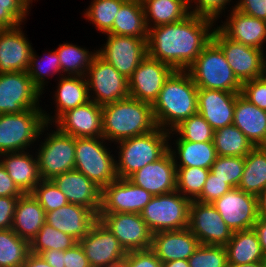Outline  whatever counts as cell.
<instances>
[{"instance_id":"f5cc1de1","label":"cell","mask_w":266,"mask_h":267,"mask_svg":"<svg viewBox=\"0 0 266 267\" xmlns=\"http://www.w3.org/2000/svg\"><path fill=\"white\" fill-rule=\"evenodd\" d=\"M123 261L128 267H163V263L151 249L127 252Z\"/></svg>"},{"instance_id":"2e32d148","label":"cell","mask_w":266,"mask_h":267,"mask_svg":"<svg viewBox=\"0 0 266 267\" xmlns=\"http://www.w3.org/2000/svg\"><path fill=\"white\" fill-rule=\"evenodd\" d=\"M153 195L134 185L127 178H118L101 190L99 213H138L150 202Z\"/></svg>"},{"instance_id":"89a4df30","label":"cell","mask_w":266,"mask_h":267,"mask_svg":"<svg viewBox=\"0 0 266 267\" xmlns=\"http://www.w3.org/2000/svg\"><path fill=\"white\" fill-rule=\"evenodd\" d=\"M262 147L266 149V141H265V143H264V145Z\"/></svg>"},{"instance_id":"c3c4849f","label":"cell","mask_w":266,"mask_h":267,"mask_svg":"<svg viewBox=\"0 0 266 267\" xmlns=\"http://www.w3.org/2000/svg\"><path fill=\"white\" fill-rule=\"evenodd\" d=\"M29 5L26 0H0V29L21 25L28 15Z\"/></svg>"},{"instance_id":"be15d7a7","label":"cell","mask_w":266,"mask_h":267,"mask_svg":"<svg viewBox=\"0 0 266 267\" xmlns=\"http://www.w3.org/2000/svg\"><path fill=\"white\" fill-rule=\"evenodd\" d=\"M163 267H190L188 260L179 259L163 263Z\"/></svg>"},{"instance_id":"8992f818","label":"cell","mask_w":266,"mask_h":267,"mask_svg":"<svg viewBox=\"0 0 266 267\" xmlns=\"http://www.w3.org/2000/svg\"><path fill=\"white\" fill-rule=\"evenodd\" d=\"M44 110L26 109L20 113L0 114V154L27 150L44 133L48 123Z\"/></svg>"},{"instance_id":"db71d44e","label":"cell","mask_w":266,"mask_h":267,"mask_svg":"<svg viewBox=\"0 0 266 267\" xmlns=\"http://www.w3.org/2000/svg\"><path fill=\"white\" fill-rule=\"evenodd\" d=\"M20 196H0V230L12 227L15 205Z\"/></svg>"},{"instance_id":"e575fe53","label":"cell","mask_w":266,"mask_h":267,"mask_svg":"<svg viewBox=\"0 0 266 267\" xmlns=\"http://www.w3.org/2000/svg\"><path fill=\"white\" fill-rule=\"evenodd\" d=\"M108 34L148 38L142 1L127 0L115 14L112 29Z\"/></svg>"},{"instance_id":"f907efd6","label":"cell","mask_w":266,"mask_h":267,"mask_svg":"<svg viewBox=\"0 0 266 267\" xmlns=\"http://www.w3.org/2000/svg\"><path fill=\"white\" fill-rule=\"evenodd\" d=\"M193 1L196 4L194 6L195 8L191 6ZM230 1L231 0H189V10L193 8L192 11L190 10L191 14L215 22Z\"/></svg>"},{"instance_id":"11a10c76","label":"cell","mask_w":266,"mask_h":267,"mask_svg":"<svg viewBox=\"0 0 266 267\" xmlns=\"http://www.w3.org/2000/svg\"><path fill=\"white\" fill-rule=\"evenodd\" d=\"M234 8L248 16L266 20V0H239Z\"/></svg>"},{"instance_id":"8d00e7d4","label":"cell","mask_w":266,"mask_h":267,"mask_svg":"<svg viewBox=\"0 0 266 267\" xmlns=\"http://www.w3.org/2000/svg\"><path fill=\"white\" fill-rule=\"evenodd\" d=\"M213 143L217 156L245 157L254 148L234 124L214 130Z\"/></svg>"},{"instance_id":"d6a6232c","label":"cell","mask_w":266,"mask_h":267,"mask_svg":"<svg viewBox=\"0 0 266 267\" xmlns=\"http://www.w3.org/2000/svg\"><path fill=\"white\" fill-rule=\"evenodd\" d=\"M141 1L144 8L147 29L179 22L191 14L189 11V0Z\"/></svg>"},{"instance_id":"5bb4252c","label":"cell","mask_w":266,"mask_h":267,"mask_svg":"<svg viewBox=\"0 0 266 267\" xmlns=\"http://www.w3.org/2000/svg\"><path fill=\"white\" fill-rule=\"evenodd\" d=\"M212 41L222 50L241 83L261 77L264 50L232 41L215 27Z\"/></svg>"},{"instance_id":"d6986e66","label":"cell","mask_w":266,"mask_h":267,"mask_svg":"<svg viewBox=\"0 0 266 267\" xmlns=\"http://www.w3.org/2000/svg\"><path fill=\"white\" fill-rule=\"evenodd\" d=\"M174 71L168 64L147 55L128 79L129 97L153 104Z\"/></svg>"},{"instance_id":"1f68e13d","label":"cell","mask_w":266,"mask_h":267,"mask_svg":"<svg viewBox=\"0 0 266 267\" xmlns=\"http://www.w3.org/2000/svg\"><path fill=\"white\" fill-rule=\"evenodd\" d=\"M175 144L177 151L173 150L170 145L169 151L173 156L176 167H199L210 169L217 158L213 141L189 142L179 137ZM176 158L179 159L180 162H177Z\"/></svg>"},{"instance_id":"277c9868","label":"cell","mask_w":266,"mask_h":267,"mask_svg":"<svg viewBox=\"0 0 266 267\" xmlns=\"http://www.w3.org/2000/svg\"><path fill=\"white\" fill-rule=\"evenodd\" d=\"M170 135L169 131L156 127L146 134L117 142L120 144L119 159L116 160L118 178H128L148 163L161 158L169 150Z\"/></svg>"},{"instance_id":"ac0fdd59","label":"cell","mask_w":266,"mask_h":267,"mask_svg":"<svg viewBox=\"0 0 266 267\" xmlns=\"http://www.w3.org/2000/svg\"><path fill=\"white\" fill-rule=\"evenodd\" d=\"M79 243L91 267H110L123 261L127 254L116 236L99 220Z\"/></svg>"},{"instance_id":"52a82bcc","label":"cell","mask_w":266,"mask_h":267,"mask_svg":"<svg viewBox=\"0 0 266 267\" xmlns=\"http://www.w3.org/2000/svg\"><path fill=\"white\" fill-rule=\"evenodd\" d=\"M103 137L75 138L74 170L83 173L101 190L118 179L116 159Z\"/></svg>"},{"instance_id":"60d3db41","label":"cell","mask_w":266,"mask_h":267,"mask_svg":"<svg viewBox=\"0 0 266 267\" xmlns=\"http://www.w3.org/2000/svg\"><path fill=\"white\" fill-rule=\"evenodd\" d=\"M176 190L184 197L195 200L202 192L210 169L199 167H176Z\"/></svg>"},{"instance_id":"ab89813d","label":"cell","mask_w":266,"mask_h":267,"mask_svg":"<svg viewBox=\"0 0 266 267\" xmlns=\"http://www.w3.org/2000/svg\"><path fill=\"white\" fill-rule=\"evenodd\" d=\"M78 241L71 235L63 233L45 223L35 237L30 241V252L39 255L42 251L62 250L72 248Z\"/></svg>"},{"instance_id":"30bf717a","label":"cell","mask_w":266,"mask_h":267,"mask_svg":"<svg viewBox=\"0 0 266 267\" xmlns=\"http://www.w3.org/2000/svg\"><path fill=\"white\" fill-rule=\"evenodd\" d=\"M44 141L36 155L42 179L52 180L64 172L74 170L75 137L57 128Z\"/></svg>"},{"instance_id":"f546056e","label":"cell","mask_w":266,"mask_h":267,"mask_svg":"<svg viewBox=\"0 0 266 267\" xmlns=\"http://www.w3.org/2000/svg\"><path fill=\"white\" fill-rule=\"evenodd\" d=\"M46 212L31 193L20 196L15 205L11 229L29 243L45 224Z\"/></svg>"},{"instance_id":"7dc6e473","label":"cell","mask_w":266,"mask_h":267,"mask_svg":"<svg viewBox=\"0 0 266 267\" xmlns=\"http://www.w3.org/2000/svg\"><path fill=\"white\" fill-rule=\"evenodd\" d=\"M44 58H42V60ZM45 60H47L45 62H47L46 64L48 66L42 65L41 64L42 62L40 63L35 52L32 51L31 57H30V64H29L28 70H27V74L31 78L34 85L41 91V93H43L42 91L44 90L43 86L45 85L44 83H46V82H44L46 76L48 77L51 72H52V75L55 73H62L61 67H60V60L58 58L56 51H53V52L47 54ZM49 71H50V73H49Z\"/></svg>"},{"instance_id":"a7ac6f4b","label":"cell","mask_w":266,"mask_h":267,"mask_svg":"<svg viewBox=\"0 0 266 267\" xmlns=\"http://www.w3.org/2000/svg\"><path fill=\"white\" fill-rule=\"evenodd\" d=\"M29 4H31L32 3V0H26Z\"/></svg>"},{"instance_id":"603a6c76","label":"cell","mask_w":266,"mask_h":267,"mask_svg":"<svg viewBox=\"0 0 266 267\" xmlns=\"http://www.w3.org/2000/svg\"><path fill=\"white\" fill-rule=\"evenodd\" d=\"M239 94L214 89H198V113L214 130L231 125Z\"/></svg>"},{"instance_id":"8fae6325","label":"cell","mask_w":266,"mask_h":267,"mask_svg":"<svg viewBox=\"0 0 266 267\" xmlns=\"http://www.w3.org/2000/svg\"><path fill=\"white\" fill-rule=\"evenodd\" d=\"M41 91L27 71L0 74V114L20 113L26 109H41Z\"/></svg>"},{"instance_id":"5b68a950","label":"cell","mask_w":266,"mask_h":267,"mask_svg":"<svg viewBox=\"0 0 266 267\" xmlns=\"http://www.w3.org/2000/svg\"><path fill=\"white\" fill-rule=\"evenodd\" d=\"M198 89L241 93L242 83L227 63L222 50L211 41L186 70Z\"/></svg>"},{"instance_id":"7c38bea8","label":"cell","mask_w":266,"mask_h":267,"mask_svg":"<svg viewBox=\"0 0 266 267\" xmlns=\"http://www.w3.org/2000/svg\"><path fill=\"white\" fill-rule=\"evenodd\" d=\"M107 42L97 54L129 79L148 55L147 38H136L106 33Z\"/></svg>"},{"instance_id":"816d5d0a","label":"cell","mask_w":266,"mask_h":267,"mask_svg":"<svg viewBox=\"0 0 266 267\" xmlns=\"http://www.w3.org/2000/svg\"><path fill=\"white\" fill-rule=\"evenodd\" d=\"M230 189L231 187L226 182L217 178L210 171L201 194L195 200L201 203H212L226 194Z\"/></svg>"},{"instance_id":"680465c9","label":"cell","mask_w":266,"mask_h":267,"mask_svg":"<svg viewBox=\"0 0 266 267\" xmlns=\"http://www.w3.org/2000/svg\"><path fill=\"white\" fill-rule=\"evenodd\" d=\"M52 267L64 266V251L62 250H47L39 254Z\"/></svg>"},{"instance_id":"6125c7cd","label":"cell","mask_w":266,"mask_h":267,"mask_svg":"<svg viewBox=\"0 0 266 267\" xmlns=\"http://www.w3.org/2000/svg\"><path fill=\"white\" fill-rule=\"evenodd\" d=\"M258 217L266 218V189L257 196Z\"/></svg>"},{"instance_id":"f35d334b","label":"cell","mask_w":266,"mask_h":267,"mask_svg":"<svg viewBox=\"0 0 266 267\" xmlns=\"http://www.w3.org/2000/svg\"><path fill=\"white\" fill-rule=\"evenodd\" d=\"M30 253L29 242L11 228L0 230V267H22Z\"/></svg>"},{"instance_id":"836d02e7","label":"cell","mask_w":266,"mask_h":267,"mask_svg":"<svg viewBox=\"0 0 266 267\" xmlns=\"http://www.w3.org/2000/svg\"><path fill=\"white\" fill-rule=\"evenodd\" d=\"M228 264H247L265 260L256 232L252 229L235 231L224 246Z\"/></svg>"},{"instance_id":"681fc988","label":"cell","mask_w":266,"mask_h":267,"mask_svg":"<svg viewBox=\"0 0 266 267\" xmlns=\"http://www.w3.org/2000/svg\"><path fill=\"white\" fill-rule=\"evenodd\" d=\"M240 94L250 103L266 111V81L261 77L242 83Z\"/></svg>"},{"instance_id":"484cf974","label":"cell","mask_w":266,"mask_h":267,"mask_svg":"<svg viewBox=\"0 0 266 267\" xmlns=\"http://www.w3.org/2000/svg\"><path fill=\"white\" fill-rule=\"evenodd\" d=\"M199 245L197 237L188 228L152 234L151 250L162 263L188 260Z\"/></svg>"},{"instance_id":"44dd1931","label":"cell","mask_w":266,"mask_h":267,"mask_svg":"<svg viewBox=\"0 0 266 267\" xmlns=\"http://www.w3.org/2000/svg\"><path fill=\"white\" fill-rule=\"evenodd\" d=\"M54 122L61 132L75 138L103 137L102 106L92 100L66 111Z\"/></svg>"},{"instance_id":"ba28073f","label":"cell","mask_w":266,"mask_h":267,"mask_svg":"<svg viewBox=\"0 0 266 267\" xmlns=\"http://www.w3.org/2000/svg\"><path fill=\"white\" fill-rule=\"evenodd\" d=\"M191 200L177 190L153 196L140 215L148 228L155 234L188 228Z\"/></svg>"},{"instance_id":"d4e9b609","label":"cell","mask_w":266,"mask_h":267,"mask_svg":"<svg viewBox=\"0 0 266 267\" xmlns=\"http://www.w3.org/2000/svg\"><path fill=\"white\" fill-rule=\"evenodd\" d=\"M217 28L232 41L263 50L266 20L248 16L233 7L226 22Z\"/></svg>"},{"instance_id":"83f0119b","label":"cell","mask_w":266,"mask_h":267,"mask_svg":"<svg viewBox=\"0 0 266 267\" xmlns=\"http://www.w3.org/2000/svg\"><path fill=\"white\" fill-rule=\"evenodd\" d=\"M233 124L254 147L266 141V111L250 103L241 94L237 96Z\"/></svg>"},{"instance_id":"e0dca14e","label":"cell","mask_w":266,"mask_h":267,"mask_svg":"<svg viewBox=\"0 0 266 267\" xmlns=\"http://www.w3.org/2000/svg\"><path fill=\"white\" fill-rule=\"evenodd\" d=\"M227 226L233 231L252 229L257 221V196L238 187L231 188L222 197L212 202Z\"/></svg>"},{"instance_id":"cb8c5ba5","label":"cell","mask_w":266,"mask_h":267,"mask_svg":"<svg viewBox=\"0 0 266 267\" xmlns=\"http://www.w3.org/2000/svg\"><path fill=\"white\" fill-rule=\"evenodd\" d=\"M20 27L0 29V74L28 70L33 48Z\"/></svg>"},{"instance_id":"4dcf8cb0","label":"cell","mask_w":266,"mask_h":267,"mask_svg":"<svg viewBox=\"0 0 266 267\" xmlns=\"http://www.w3.org/2000/svg\"><path fill=\"white\" fill-rule=\"evenodd\" d=\"M59 79L57 91L54 94L56 101V113L54 117L44 113L45 122L51 124L66 111L86 104L90 101L88 84L85 76H63ZM53 118V119H52ZM53 120V121H52ZM51 121V122H50Z\"/></svg>"},{"instance_id":"91938a15","label":"cell","mask_w":266,"mask_h":267,"mask_svg":"<svg viewBox=\"0 0 266 267\" xmlns=\"http://www.w3.org/2000/svg\"><path fill=\"white\" fill-rule=\"evenodd\" d=\"M253 230L257 234L261 249L266 258V218L258 217L253 225Z\"/></svg>"},{"instance_id":"ffe728a7","label":"cell","mask_w":266,"mask_h":267,"mask_svg":"<svg viewBox=\"0 0 266 267\" xmlns=\"http://www.w3.org/2000/svg\"><path fill=\"white\" fill-rule=\"evenodd\" d=\"M177 169L171 152L168 150L157 161L148 163L127 179L153 196L176 190Z\"/></svg>"},{"instance_id":"d590c367","label":"cell","mask_w":266,"mask_h":267,"mask_svg":"<svg viewBox=\"0 0 266 267\" xmlns=\"http://www.w3.org/2000/svg\"><path fill=\"white\" fill-rule=\"evenodd\" d=\"M238 188L255 196L266 189V149L262 146L254 147L245 156V165Z\"/></svg>"},{"instance_id":"94428289","label":"cell","mask_w":266,"mask_h":267,"mask_svg":"<svg viewBox=\"0 0 266 267\" xmlns=\"http://www.w3.org/2000/svg\"><path fill=\"white\" fill-rule=\"evenodd\" d=\"M22 267H52L40 255L29 253Z\"/></svg>"},{"instance_id":"7bdbcfd3","label":"cell","mask_w":266,"mask_h":267,"mask_svg":"<svg viewBox=\"0 0 266 267\" xmlns=\"http://www.w3.org/2000/svg\"><path fill=\"white\" fill-rule=\"evenodd\" d=\"M172 131L189 142H210L214 137V129L198 112L182 121Z\"/></svg>"},{"instance_id":"b9f144b4","label":"cell","mask_w":266,"mask_h":267,"mask_svg":"<svg viewBox=\"0 0 266 267\" xmlns=\"http://www.w3.org/2000/svg\"><path fill=\"white\" fill-rule=\"evenodd\" d=\"M127 0H93L85 16L102 33H108L113 26L115 14Z\"/></svg>"},{"instance_id":"9c48e42d","label":"cell","mask_w":266,"mask_h":267,"mask_svg":"<svg viewBox=\"0 0 266 267\" xmlns=\"http://www.w3.org/2000/svg\"><path fill=\"white\" fill-rule=\"evenodd\" d=\"M90 100L100 106L129 97V80L98 54L94 56L85 75ZM93 99H92V98Z\"/></svg>"},{"instance_id":"4316f807","label":"cell","mask_w":266,"mask_h":267,"mask_svg":"<svg viewBox=\"0 0 266 267\" xmlns=\"http://www.w3.org/2000/svg\"><path fill=\"white\" fill-rule=\"evenodd\" d=\"M98 216L90 209L68 203L46 213L45 223L63 233L71 235L78 242L90 231Z\"/></svg>"},{"instance_id":"e7e4bbea","label":"cell","mask_w":266,"mask_h":267,"mask_svg":"<svg viewBox=\"0 0 266 267\" xmlns=\"http://www.w3.org/2000/svg\"><path fill=\"white\" fill-rule=\"evenodd\" d=\"M227 267H266L265 260L247 264H227Z\"/></svg>"},{"instance_id":"6da1fadb","label":"cell","mask_w":266,"mask_h":267,"mask_svg":"<svg viewBox=\"0 0 266 267\" xmlns=\"http://www.w3.org/2000/svg\"><path fill=\"white\" fill-rule=\"evenodd\" d=\"M213 23L190 14L179 22L149 28L148 56L168 64L175 71H186L212 41Z\"/></svg>"},{"instance_id":"003e7915","label":"cell","mask_w":266,"mask_h":267,"mask_svg":"<svg viewBox=\"0 0 266 267\" xmlns=\"http://www.w3.org/2000/svg\"><path fill=\"white\" fill-rule=\"evenodd\" d=\"M110 267H128V266L124 261H121V262H119L117 264H114V265H112Z\"/></svg>"},{"instance_id":"4fadbf2b","label":"cell","mask_w":266,"mask_h":267,"mask_svg":"<svg viewBox=\"0 0 266 267\" xmlns=\"http://www.w3.org/2000/svg\"><path fill=\"white\" fill-rule=\"evenodd\" d=\"M98 220L119 240L126 252L151 249L152 232L138 213H99Z\"/></svg>"},{"instance_id":"f1b7e54d","label":"cell","mask_w":266,"mask_h":267,"mask_svg":"<svg viewBox=\"0 0 266 267\" xmlns=\"http://www.w3.org/2000/svg\"><path fill=\"white\" fill-rule=\"evenodd\" d=\"M0 156L3 157L0 163L24 194L31 193L42 180L37 157L34 158L29 152H9Z\"/></svg>"},{"instance_id":"74e56055","label":"cell","mask_w":266,"mask_h":267,"mask_svg":"<svg viewBox=\"0 0 266 267\" xmlns=\"http://www.w3.org/2000/svg\"><path fill=\"white\" fill-rule=\"evenodd\" d=\"M60 60L61 72L69 76H85L97 52L87 51L70 43L60 44L55 50Z\"/></svg>"},{"instance_id":"7402d4cb","label":"cell","mask_w":266,"mask_h":267,"mask_svg":"<svg viewBox=\"0 0 266 267\" xmlns=\"http://www.w3.org/2000/svg\"><path fill=\"white\" fill-rule=\"evenodd\" d=\"M69 203L84 206L97 216L101 207V189L83 173L72 170L52 179Z\"/></svg>"},{"instance_id":"9f6ffc18","label":"cell","mask_w":266,"mask_h":267,"mask_svg":"<svg viewBox=\"0 0 266 267\" xmlns=\"http://www.w3.org/2000/svg\"><path fill=\"white\" fill-rule=\"evenodd\" d=\"M65 267H91L80 243L64 251Z\"/></svg>"},{"instance_id":"7a4b0ae2","label":"cell","mask_w":266,"mask_h":267,"mask_svg":"<svg viewBox=\"0 0 266 267\" xmlns=\"http://www.w3.org/2000/svg\"><path fill=\"white\" fill-rule=\"evenodd\" d=\"M152 109L157 127L173 136L175 127L198 112V87L191 75L187 71H174L165 81Z\"/></svg>"},{"instance_id":"03108f58","label":"cell","mask_w":266,"mask_h":267,"mask_svg":"<svg viewBox=\"0 0 266 267\" xmlns=\"http://www.w3.org/2000/svg\"><path fill=\"white\" fill-rule=\"evenodd\" d=\"M266 57L263 55L261 78L266 81Z\"/></svg>"},{"instance_id":"f6af8a7d","label":"cell","mask_w":266,"mask_h":267,"mask_svg":"<svg viewBox=\"0 0 266 267\" xmlns=\"http://www.w3.org/2000/svg\"><path fill=\"white\" fill-rule=\"evenodd\" d=\"M45 212L56 210L69 202L52 180L42 179L31 192Z\"/></svg>"},{"instance_id":"6f0895ef","label":"cell","mask_w":266,"mask_h":267,"mask_svg":"<svg viewBox=\"0 0 266 267\" xmlns=\"http://www.w3.org/2000/svg\"><path fill=\"white\" fill-rule=\"evenodd\" d=\"M23 194L0 163V196H22Z\"/></svg>"},{"instance_id":"ee69618b","label":"cell","mask_w":266,"mask_h":267,"mask_svg":"<svg viewBox=\"0 0 266 267\" xmlns=\"http://www.w3.org/2000/svg\"><path fill=\"white\" fill-rule=\"evenodd\" d=\"M245 165V157L217 156L210 171L231 188L238 187Z\"/></svg>"},{"instance_id":"3957f363","label":"cell","mask_w":266,"mask_h":267,"mask_svg":"<svg viewBox=\"0 0 266 267\" xmlns=\"http://www.w3.org/2000/svg\"><path fill=\"white\" fill-rule=\"evenodd\" d=\"M103 138L119 142L153 131L157 125L152 104L126 98L102 106Z\"/></svg>"},{"instance_id":"9a60e30c","label":"cell","mask_w":266,"mask_h":267,"mask_svg":"<svg viewBox=\"0 0 266 267\" xmlns=\"http://www.w3.org/2000/svg\"><path fill=\"white\" fill-rule=\"evenodd\" d=\"M188 229L204 245L225 246L233 234L212 203L196 200L190 203Z\"/></svg>"},{"instance_id":"bcb514c9","label":"cell","mask_w":266,"mask_h":267,"mask_svg":"<svg viewBox=\"0 0 266 267\" xmlns=\"http://www.w3.org/2000/svg\"><path fill=\"white\" fill-rule=\"evenodd\" d=\"M188 262L190 267H227V252L221 245L200 244Z\"/></svg>"}]
</instances>
